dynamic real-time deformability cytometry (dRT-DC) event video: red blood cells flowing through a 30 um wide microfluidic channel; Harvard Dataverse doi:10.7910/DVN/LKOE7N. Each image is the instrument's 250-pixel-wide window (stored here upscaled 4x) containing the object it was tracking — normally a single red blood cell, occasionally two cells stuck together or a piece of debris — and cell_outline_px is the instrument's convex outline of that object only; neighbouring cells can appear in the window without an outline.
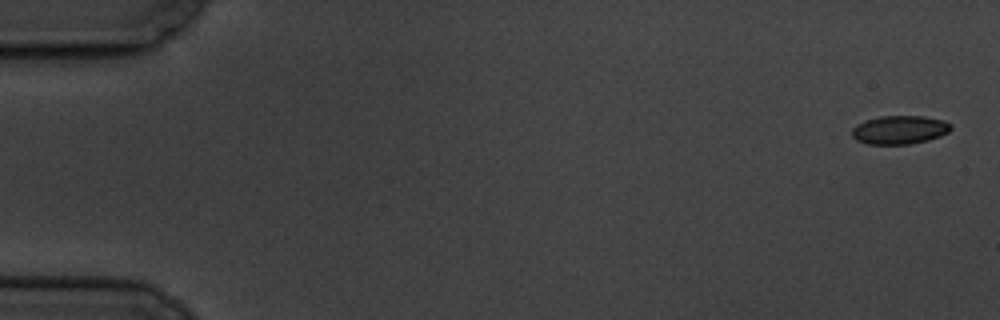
{"species": "common noctule bat (a hibernating species)", "species_latin": "Nyctalus noctula", "temperature_condition": "cold", "stored_images_in_passage": 7, "camera_frame_rate_fps": 3000, "um_per_image_px": 0.085, "animal": {"sex": "male", "body_mass_g": 19.5, "forearm_length_mm": 54.6}, "frame": {"image": 1, "passage_image": 1, "time_ms": 0.0, "image_size_px": [1000, 320], "cell_outline_px": [[952, 128], [948, 132], [940, 136], [928, 140], [912, 144], [868, 144], [856, 140], [852, 136], [852, 128], [856, 124], [864, 120], [880, 116], [924, 116], [944, 120], [952, 124]], "centroid_in_image_um": [76.46, 11.03], "position_along_channel_um": 8.5, "area_um2": 16.65}}
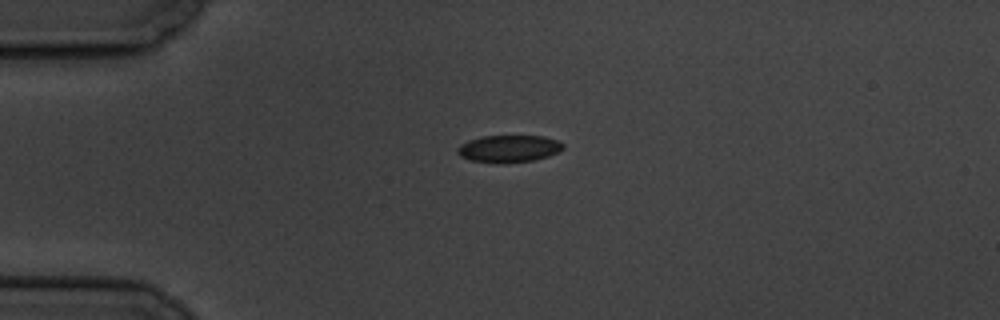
{"frame": {"image": 2, "passage_image": 5, "time_ms": 4.333, "image_size_px": [1000, 320], "cell_outline_px": [[564, 148], [560, 152], [548, 156], [532, 160], [500, 164], [496, 164], [472, 160], [460, 156], [456, 152], [456, 148], [460, 144], [468, 140], [484, 136], [544, 136], [556, 140], [564, 144]], "centroid_in_image_um": [43.24, 12.64], "position_along_channel_um": 41.8, "area_um2": 16.88}}
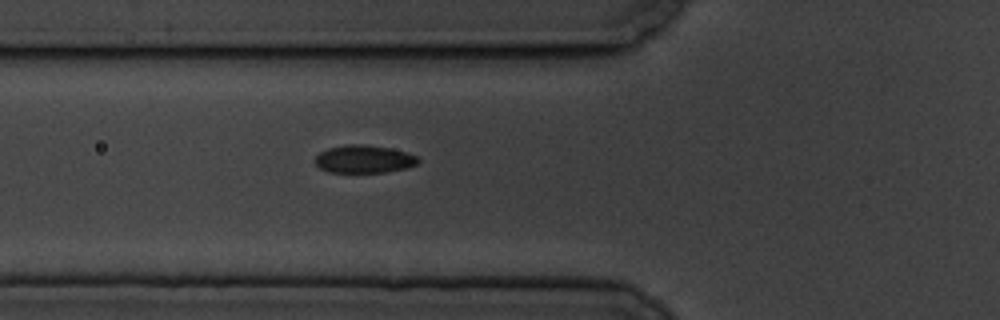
{"frame": {"image": 3, "passage_image": 7, "time_ms": 6.667, "image_size_px": [1000, 320], "cell_outline_px": [[420, 160], [416, 164], [408, 168], [384, 172], [328, 172], [320, 168], [316, 164], [316, 156], [320, 152], [328, 148], [344, 144], [360, 144], [388, 148], [408, 152], [416, 156]], "centroid_in_image_um": [30.94, 13.52], "position_along_channel_um": 94.9, "area_um2": 16.65}}